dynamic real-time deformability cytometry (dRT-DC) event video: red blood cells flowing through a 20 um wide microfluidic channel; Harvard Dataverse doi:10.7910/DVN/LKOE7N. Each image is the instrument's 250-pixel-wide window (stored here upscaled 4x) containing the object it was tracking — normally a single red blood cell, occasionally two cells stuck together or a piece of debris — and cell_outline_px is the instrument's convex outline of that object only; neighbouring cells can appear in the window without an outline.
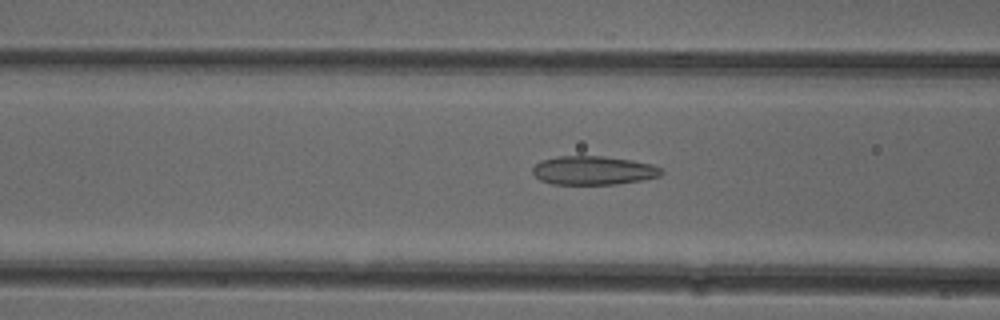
{"species": "common noctule bat (a hibernating species)", "species_latin": "Nyctalus noctula", "temperature_condition": "cold", "stored_images_in_passage": 38, "camera_frame_rate_fps": 3000, "um_per_image_px": 0.085, "animal": {"sex": "female"}, "frame": {"image": 1, "passage_image": 7, "time_ms": 2.0, "image_size_px": [1000, 320], "cell_outline_px": [[664, 172], [660, 176], [640, 180], [616, 184], [552, 184], [540, 180], [532, 172], [532, 168], [540, 160], [556, 156], [604, 156], [632, 160], [652, 164], [660, 168]], "centroid_in_image_um": [50.41, 14.48], "position_along_channel_um": 116.2, "area_um2": 21.62}}
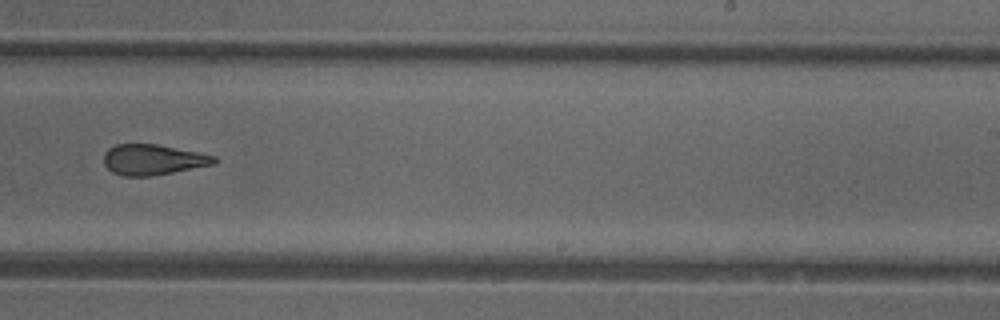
{"frame": {"image": 2, "passage_image": 19, "time_ms": 6.0, "image_size_px": [1000, 320], "cell_outline_px": [[220, 160], [216, 164], [172, 172], [148, 176], [124, 176], [112, 172], [104, 164], [104, 152], [108, 148], [116, 144], [156, 144], [216, 156]], "centroid_in_image_um": [13.01, 13.57], "position_along_channel_um": 276.0, "area_um2": 19.59}}
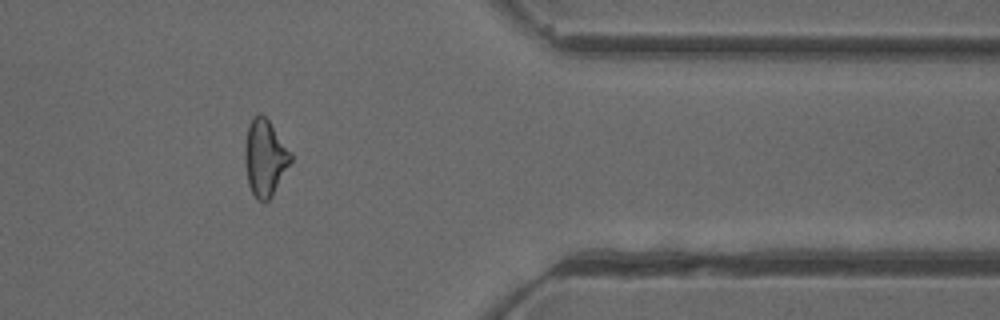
{"frame": {"image": 3, "passage_image": 29, "time_ms": 9.333, "image_size_px": [1000, 320], "cell_outline_px": [[292, 160], [272, 196], [264, 204], [256, 200], [248, 184], [244, 160], [244, 148], [248, 128], [252, 116], [260, 112], [268, 120], [292, 152]], "centroid_in_image_um": [22.51, 13.43], "position_along_channel_um": 388.9, "area_um2": 20.63}, "authors_computed_cell_mechanics": {"area_um2": 20.7502, "velocity_mm_per_s": 3.9989, "shape_relaxation_time_tau1_ms": null, "shape_relaxation_time_tau2_ms": 2.4308, "deformation_change_tau1": null, "deformation_change_tau2": 0.1188}}